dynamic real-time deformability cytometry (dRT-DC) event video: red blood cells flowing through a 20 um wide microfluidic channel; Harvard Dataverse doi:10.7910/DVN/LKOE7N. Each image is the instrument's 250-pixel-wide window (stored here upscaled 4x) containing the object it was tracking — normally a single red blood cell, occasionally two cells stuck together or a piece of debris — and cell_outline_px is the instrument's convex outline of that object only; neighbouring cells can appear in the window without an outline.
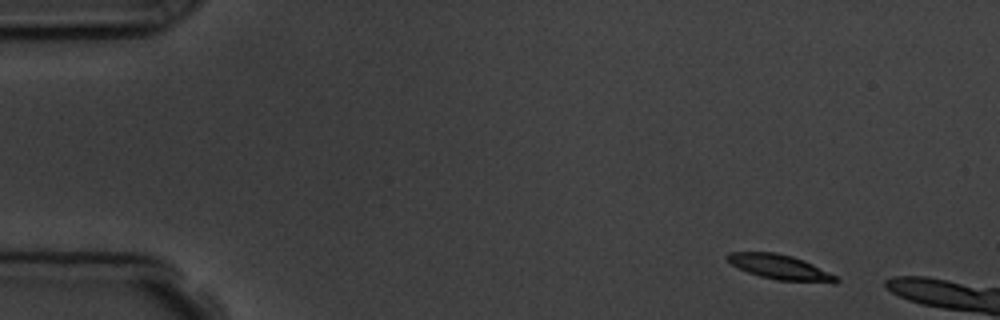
{"species": "common noctule bat (a hibernating species)", "species_latin": "Nyctalus noctula", "temperature_condition": "room temperature", "stored_images_in_passage": 3, "camera_frame_rate_fps": 3000, "um_per_image_px": 0.085, "animal": {"sex": "male", "body_mass_g": 19.5, "forearm_length_mm": 54.6}, "frame": {"image": 1, "passage_image": 1, "time_ms": 0.0, "image_size_px": [1000, 320], "cell_outline_px": [[840, 280], [836, 284], [832, 284], [776, 280], [760, 276], [748, 272], [732, 264], [724, 256], [728, 252], [776, 252], [792, 256], [804, 260], [840, 276]], "centroid_in_image_um": [66.42, 22.73], "position_along_channel_um": 18.6, "area_um2": 16.18}}